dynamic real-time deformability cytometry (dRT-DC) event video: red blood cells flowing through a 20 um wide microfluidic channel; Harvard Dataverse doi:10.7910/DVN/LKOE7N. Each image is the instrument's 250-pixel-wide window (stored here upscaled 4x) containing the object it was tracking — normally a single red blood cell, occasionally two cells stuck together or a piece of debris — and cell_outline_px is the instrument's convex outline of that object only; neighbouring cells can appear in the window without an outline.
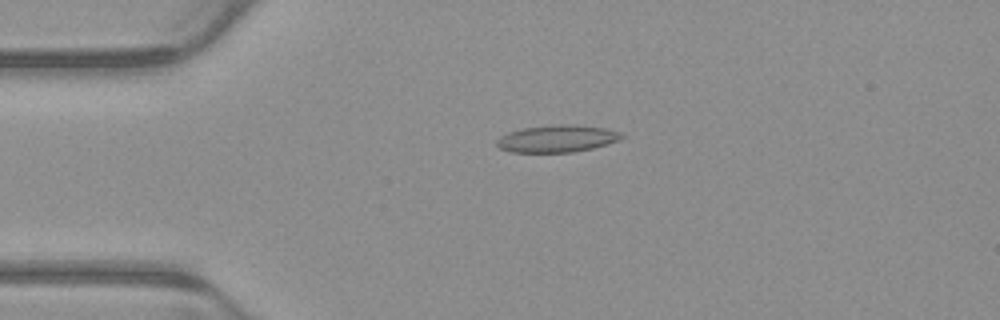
{"species": "common noctule bat (a hibernating species)", "species_latin": "Nyctalus noctula", "temperature_condition": "warm", "stored_images_in_passage": 8, "camera_frame_rate_fps": 3000, "um_per_image_px": 0.085, "animal": {"sex": "male", "body_mass_g": 23.1, "forearm_length_mm": 52.7}, "frame": {"image": 1, "passage_image": 4, "time_ms": 1.0, "image_size_px": [1000, 320], "cell_outline_px": [[624, 136], [620, 140], [608, 144], [592, 148], [572, 152], [512, 152], [500, 148], [496, 144], [496, 140], [500, 136], [508, 132], [524, 128], [560, 124], [572, 124], [604, 128], [616, 132]], "centroid_in_image_um": [47.33, 11.79], "position_along_channel_um": 37.7, "area_um2": 19.54}}
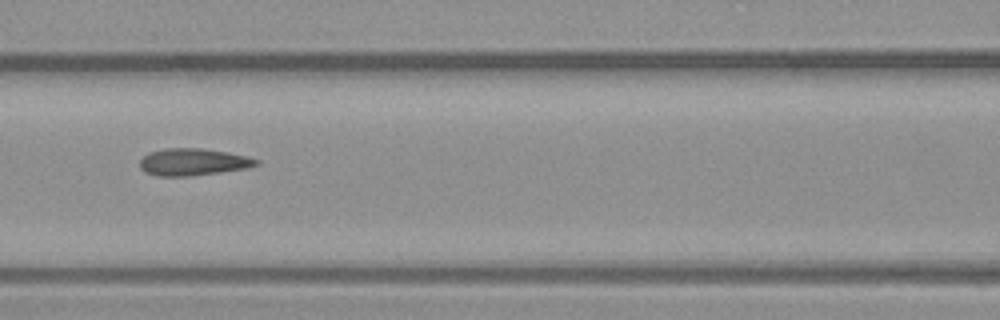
{"frame": {"image": 2, "passage_image": 7, "time_ms": 2.0, "image_size_px": [1000, 320], "cell_outline_px": [[260, 164], [248, 168], [192, 176], [156, 176], [144, 172], [140, 168], [140, 160], [148, 152], [168, 148], [200, 148], [228, 152], [248, 156], [260, 160]], "centroid_in_image_um": [16.43, 13.77], "position_along_channel_um": 150.2, "area_um2": 18.55}}
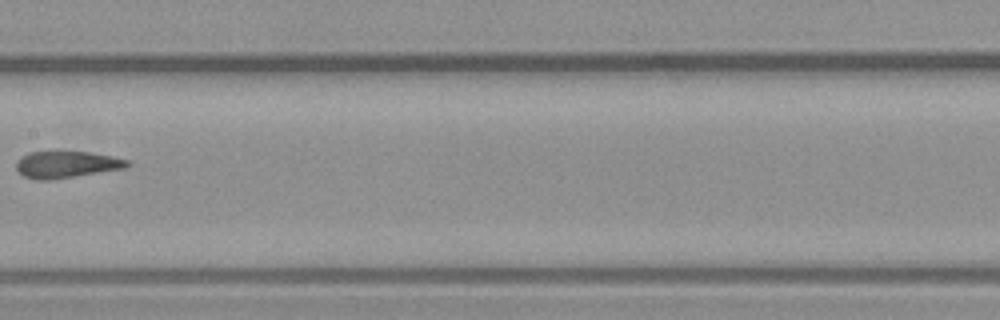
{"frame": {"image": 3, "passage_image": 8, "time_ms": 2.333, "image_size_px": [1000, 320], "cell_outline_px": [[132, 164], [124, 168], [48, 180], [36, 180], [24, 176], [16, 168], [16, 160], [28, 152], [88, 152], [112, 156], [128, 160]], "centroid_in_image_um": [5.63, 13.98], "position_along_channel_um": 201.8, "area_um2": 17.05}}